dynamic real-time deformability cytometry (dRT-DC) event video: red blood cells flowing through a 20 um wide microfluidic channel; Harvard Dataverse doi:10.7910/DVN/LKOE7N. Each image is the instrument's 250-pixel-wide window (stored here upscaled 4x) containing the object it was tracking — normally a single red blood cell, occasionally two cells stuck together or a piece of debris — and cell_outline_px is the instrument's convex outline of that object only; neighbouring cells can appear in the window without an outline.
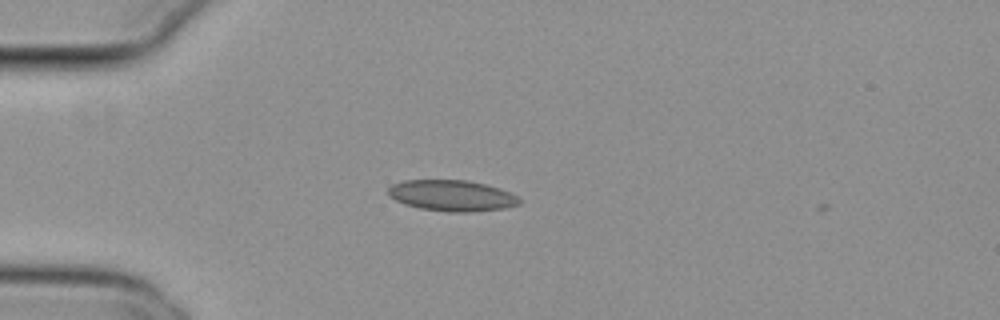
{"species": "common noctule bat (a hibernating species)", "species_latin": "Nyctalus noctula", "temperature_condition": "cold", "stored_images_in_passage": 2, "camera_frame_rate_fps": 3000, "um_per_image_px": 0.085, "animal": {"sex": "female", "body_mass_g": 29.2, "forearm_length_mm": 56.3}, "frame": {"image": 1, "passage_image": 1, "time_ms": 0.0, "image_size_px": [1000, 320], "cell_outline_px": [[520, 204], [504, 208], [472, 212], [448, 212], [420, 208], [404, 204], [388, 196], [388, 188], [392, 184], [404, 180], [464, 180], [484, 184], [500, 188], [516, 196], [520, 200]], "centroid_in_image_um": [38.38, 16.63], "position_along_channel_um": 46.6, "area_um2": 23.64}}